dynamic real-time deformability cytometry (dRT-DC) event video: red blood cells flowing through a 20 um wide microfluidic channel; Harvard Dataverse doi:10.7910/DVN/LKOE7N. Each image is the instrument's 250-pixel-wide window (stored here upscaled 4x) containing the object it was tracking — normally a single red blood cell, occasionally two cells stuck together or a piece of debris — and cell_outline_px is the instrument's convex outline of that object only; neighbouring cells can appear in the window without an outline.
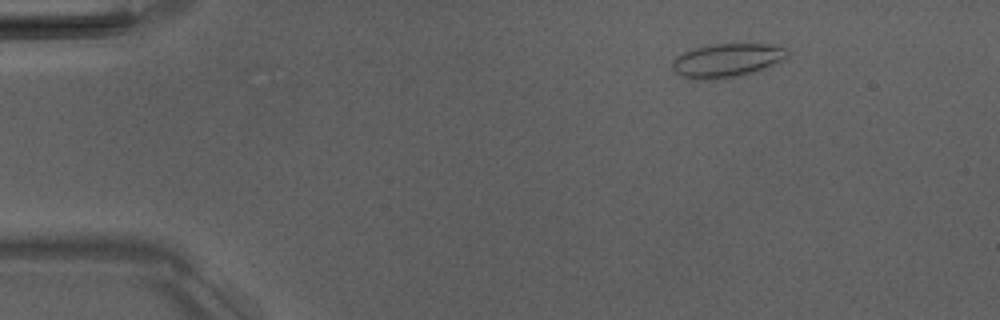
{"species": "Egyptian fruit bat (a non-hibernating species)", "species_latin": "Rousettus aegyptiacus", "temperature_condition": "room temperature", "stored_images_in_passage": 4, "camera_frame_rate_fps": 3000, "um_per_image_px": 0.085, "animal": {"sex": "male"}, "frame": {"image": 1, "passage_image": 1, "time_ms": 0.0, "image_size_px": [1000, 320], "cell_outline_px": [[788, 56], [756, 72], [716, 80], [696, 80], [680, 76], [672, 72], [672, 60], [676, 56], [692, 48], [712, 44], [768, 44], [788, 48]], "centroid_in_image_um": [61.72, 5.14], "position_along_channel_um": 23.3, "area_um2": 22.83}}